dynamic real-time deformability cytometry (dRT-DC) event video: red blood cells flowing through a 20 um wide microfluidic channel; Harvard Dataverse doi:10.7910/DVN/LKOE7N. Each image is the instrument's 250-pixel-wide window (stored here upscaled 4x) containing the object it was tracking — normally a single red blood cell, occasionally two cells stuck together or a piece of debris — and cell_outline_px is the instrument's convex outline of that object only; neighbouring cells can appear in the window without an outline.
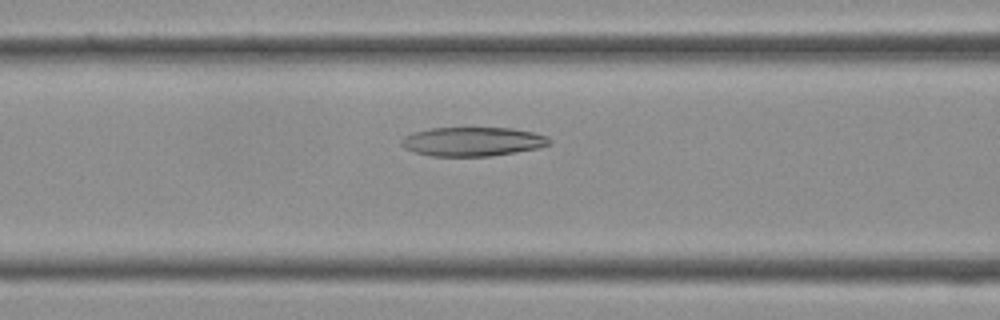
{"species": "Egyptian fruit bat (a non-hibernating species)", "species_latin": "Rousettus aegyptiacus", "temperature_condition": "cold", "stored_images_in_passage": 21, "camera_frame_rate_fps": 3000, "um_per_image_px": 0.085, "frame": {"image": 1, "passage_image": 4, "time_ms": 1.0, "image_size_px": [1000, 320], "cell_outline_px": [[552, 144], [540, 148], [492, 156], [432, 156], [416, 152], [404, 148], [400, 144], [400, 140], [404, 136], [416, 132], [432, 128], [512, 128], [532, 132], [548, 136], [552, 140]], "centroid_in_image_um": [40.22, 12.04], "position_along_channel_um": 126.4, "area_um2": 25.14}}
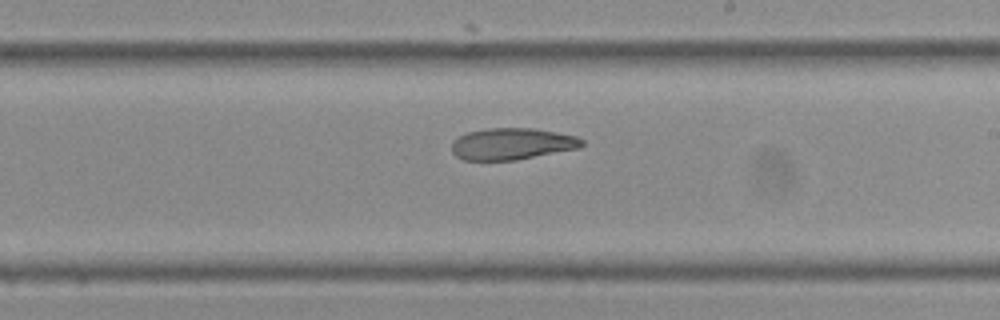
{"frame": {"image": 2, "passage_image": 11, "time_ms": 3.333, "image_size_px": [1000, 320], "cell_outline_px": [[584, 144], [580, 148], [516, 160], [464, 160], [456, 156], [452, 152], [452, 140], [468, 132], [488, 128], [532, 128], [576, 136], [584, 140]], "centroid_in_image_um": [43.52, 12.23], "position_along_channel_um": 245.5, "area_um2": 23.99}}
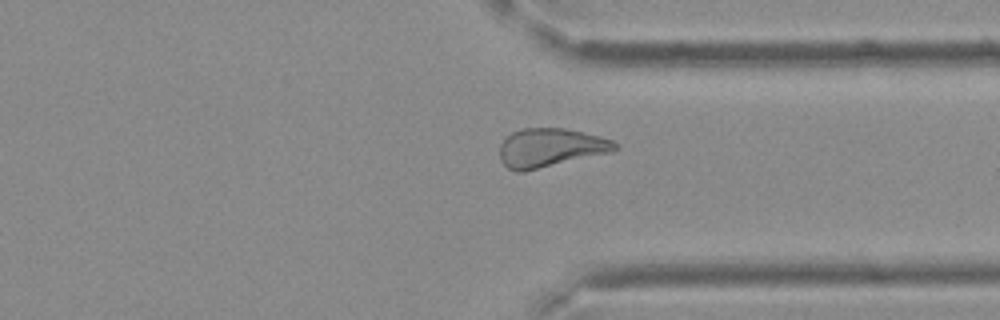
{"frame": {"image": 3, "passage_image": 18, "time_ms": 5.667, "image_size_px": [1000, 320], "cell_outline_px": [[620, 148], [612, 152], [524, 172], [516, 172], [508, 168], [500, 160], [500, 144], [512, 132], [524, 128], [564, 128], [584, 132], [600, 136], [612, 140], [620, 144]], "centroid_in_image_um": [46.82, 12.56], "position_along_channel_um": 364.6, "area_um2": 26.24}}